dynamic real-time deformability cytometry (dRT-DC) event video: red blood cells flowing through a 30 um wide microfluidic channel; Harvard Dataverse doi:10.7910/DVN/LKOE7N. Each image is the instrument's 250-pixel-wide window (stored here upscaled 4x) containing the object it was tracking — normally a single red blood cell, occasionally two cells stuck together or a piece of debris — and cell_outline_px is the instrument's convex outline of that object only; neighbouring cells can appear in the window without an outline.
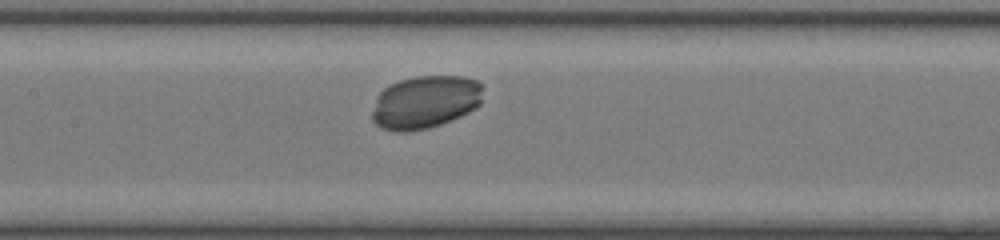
{"species": "common noctule bat (a hibernating species)", "species_latin": "Nyctalus noctula", "temperature_condition": "room temperature", "stored_images_in_passage": 30, "camera_frame_rate_fps": 3000, "um_per_image_px": 0.085, "animal": {"sex": "female", "body_mass_g": 17.0, "forearm_length_mm": 48.0}, "frame": {"image": 1, "passage_image": 13, "time_ms": 4.0, "image_size_px": [1000, 240], "cell_outline_px": [[480, 104], [476, 108], [460, 116], [440, 124], [428, 128], [408, 132], [396, 132], [380, 128], [372, 120], [372, 112], [376, 96], [388, 84], [400, 80], [416, 76], [464, 76], [476, 80], [480, 84]], "centroid_in_image_um": [36.09, 8.68], "position_along_channel_um": 171.3, "area_um2": 34.28}}
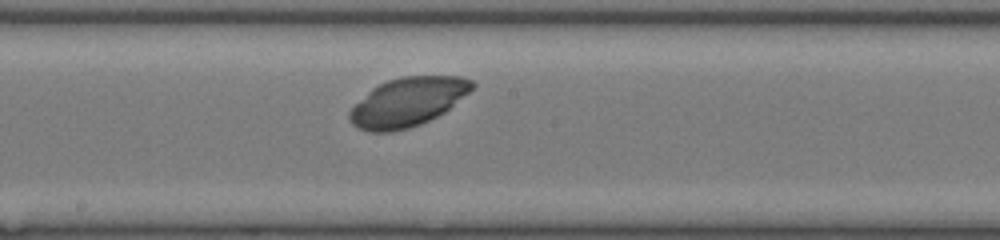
{"frame": {"image": 2, "passage_image": 16, "time_ms": 5.0, "image_size_px": [1000, 240], "cell_outline_px": [[476, 84], [468, 92], [444, 112], [420, 124], [408, 128], [392, 132], [372, 132], [360, 128], [352, 124], [348, 116], [348, 112], [372, 88], [388, 80], [404, 76], [460, 76], [472, 80]], "centroid_in_image_um": [34.64, 8.67], "position_along_channel_um": 213.6, "area_um2": 34.33}}